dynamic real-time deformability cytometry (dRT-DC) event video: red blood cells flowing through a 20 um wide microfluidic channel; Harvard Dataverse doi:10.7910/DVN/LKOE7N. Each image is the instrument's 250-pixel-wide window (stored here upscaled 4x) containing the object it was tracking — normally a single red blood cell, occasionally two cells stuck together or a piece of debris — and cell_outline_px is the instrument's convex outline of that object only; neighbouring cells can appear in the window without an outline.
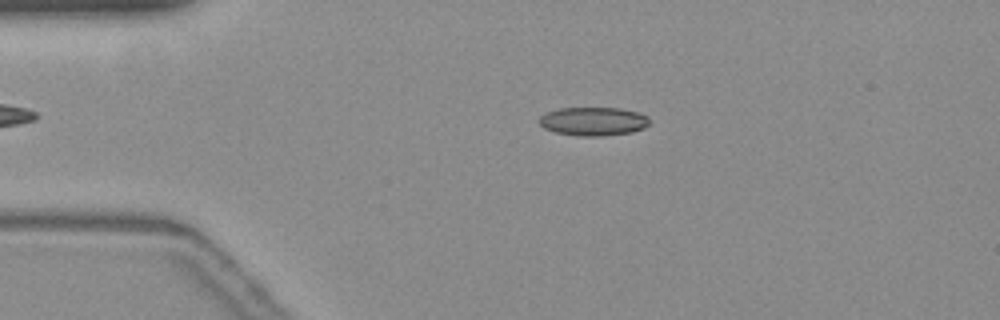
{"species": "common noctule bat (a hibernating species)", "species_latin": "Nyctalus noctula", "temperature_condition": "warm", "stored_images_in_passage": 53, "camera_frame_rate_fps": 3000, "um_per_image_px": 0.085, "animal": {"sex": "female", "body_mass_g": 19.3, "forearm_length_mm": 54.1}, "frame": {"image": 1, "passage_image": 9, "time_ms": 2.667, "image_size_px": [1000, 320], "cell_outline_px": [[648, 124], [644, 128], [632, 132], [600, 136], [580, 136], [556, 132], [544, 128], [540, 124], [540, 116], [548, 112], [560, 108], [620, 108], [636, 112], [648, 116]], "centroid_in_image_um": [50.44, 10.31], "position_along_channel_um": 34.6, "area_um2": 18.15}}
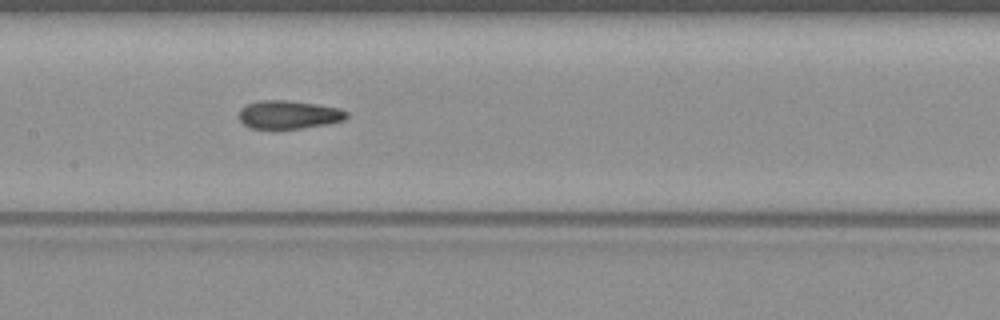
{"frame": {"image": 2, "passage_image": 24, "time_ms": 7.667, "image_size_px": [1000, 320], "cell_outline_px": [[348, 116], [344, 120], [328, 124], [300, 128], [252, 128], [244, 124], [240, 120], [240, 108], [248, 104], [260, 100], [288, 100], [316, 104], [340, 108], [348, 112]], "centroid_in_image_um": [24.57, 9.73], "position_along_channel_um": 182.8, "area_um2": 17.63}}
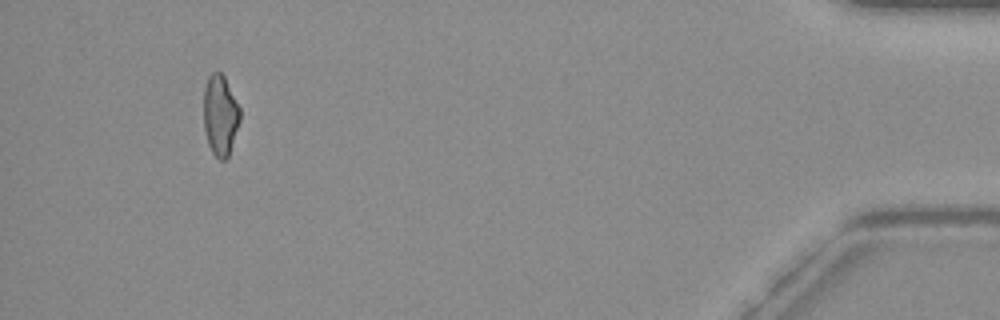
{"frame": {"image": 3, "passage_image": 49, "time_ms": 16.0, "image_size_px": [1000, 320], "cell_outline_px": [[240, 120], [228, 156], [224, 160], [220, 160], [212, 152], [208, 144], [204, 128], [204, 88], [208, 76], [212, 72], [220, 72], [224, 76], [240, 108]], "centroid_in_image_um": [18.71, 9.78], "position_along_channel_um": 416.5, "area_um2": 16.94}, "authors_computed_cell_mechanics": {"area_um2": 17.6868, "velocity_mm_per_s": 3.7187, "shape_relaxation_time_tau1_ms": 9.9984, "shape_relaxation_time_tau2_ms": 3.0542, "deformation_change_tau1": 0.2236, "deformation_change_tau2": 0.1172}}